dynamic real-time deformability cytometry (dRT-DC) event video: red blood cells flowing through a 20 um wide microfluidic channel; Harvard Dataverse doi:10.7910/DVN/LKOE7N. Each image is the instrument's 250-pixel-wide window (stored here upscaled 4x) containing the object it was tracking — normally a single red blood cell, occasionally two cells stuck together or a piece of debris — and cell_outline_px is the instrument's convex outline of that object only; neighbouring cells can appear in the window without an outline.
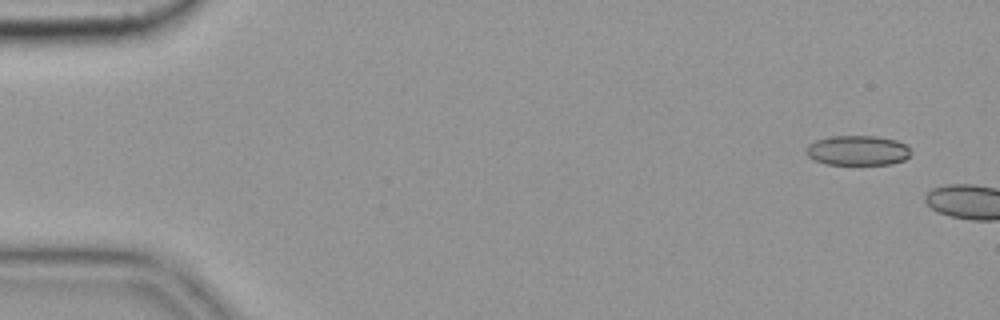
{"species": "common noctule bat (a hibernating species)", "species_latin": "Nyctalus noctula", "temperature_condition": "cold", "stored_images_in_passage": 11, "camera_frame_rate_fps": 3000, "um_per_image_px": 0.085, "animal": {"sex": "female", "body_mass_g": 19.9}, "frame": {"image": 1, "passage_image": 1, "time_ms": 0.0, "image_size_px": [1000, 320], "cell_outline_px": [[912, 152], [904, 160], [892, 164], [824, 164], [808, 156], [808, 144], [816, 140], [832, 136], [876, 136], [896, 140], [904, 144]], "centroid_in_image_um": [72.92, 12.79], "position_along_channel_um": 12.1, "area_um2": 18.03}}